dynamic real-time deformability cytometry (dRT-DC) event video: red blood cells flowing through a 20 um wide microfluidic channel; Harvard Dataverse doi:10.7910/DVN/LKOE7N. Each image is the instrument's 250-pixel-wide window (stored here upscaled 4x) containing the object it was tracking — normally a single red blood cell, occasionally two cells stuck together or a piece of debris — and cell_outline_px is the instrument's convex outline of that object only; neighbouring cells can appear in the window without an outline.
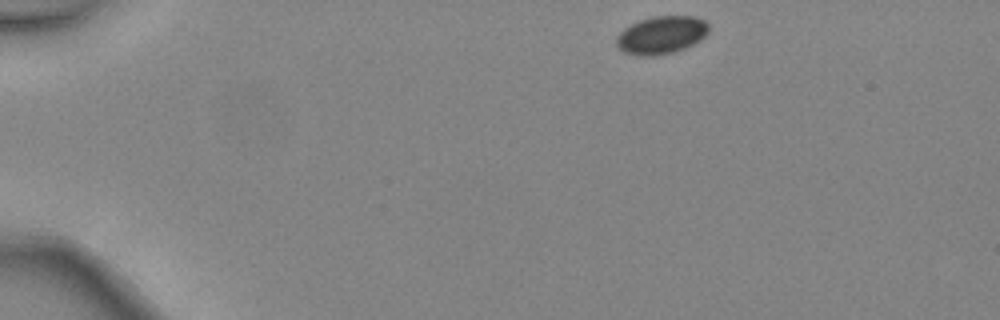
{"species": "common noctule bat (a hibernating species)", "species_latin": "Nyctalus noctula", "temperature_condition": "warm", "stored_images_in_passage": 3, "camera_frame_rate_fps": 3000, "um_per_image_px": 0.085, "animal": {"sex": "female", "body_mass_g": 24.6, "forearm_length_mm": 56.2}, "frame": {"image": 1, "passage_image": 1, "time_ms": 0.0, "image_size_px": [1000, 320], "cell_outline_px": [[708, 32], [700, 40], [684, 48], [672, 52], [652, 56], [636, 56], [624, 52], [616, 44], [616, 36], [624, 28], [640, 20], [652, 16], [696, 16], [704, 20], [708, 24]], "centroid_in_image_um": [56.2, 2.97], "position_along_channel_um": 28.8, "area_um2": 20.29}}